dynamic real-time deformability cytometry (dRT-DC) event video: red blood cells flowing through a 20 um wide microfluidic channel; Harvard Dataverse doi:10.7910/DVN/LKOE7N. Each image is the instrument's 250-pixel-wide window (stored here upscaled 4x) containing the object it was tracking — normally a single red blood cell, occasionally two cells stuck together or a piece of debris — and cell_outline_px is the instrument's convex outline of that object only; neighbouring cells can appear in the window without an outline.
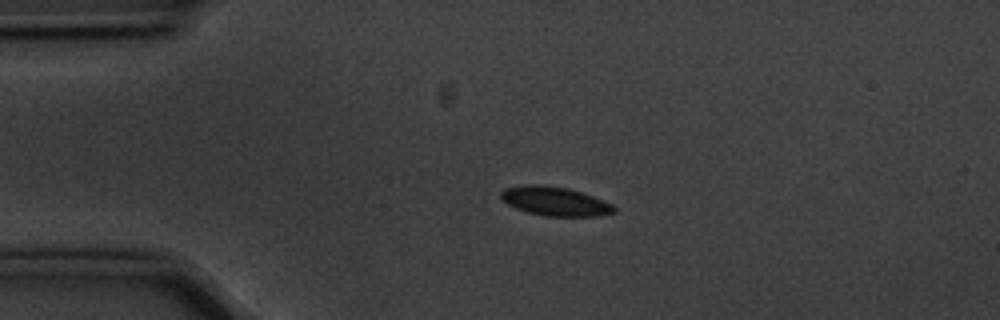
{"species": "common noctule bat (a hibernating species)", "species_latin": "Nyctalus noctula", "temperature_condition": "cold", "stored_images_in_passage": 47, "camera_frame_rate_fps": 3000, "um_per_image_px": 0.085, "animal": {"sex": "male", "body_mass_g": 20.1, "forearm_length_mm": 53.5}, "frame": {"image": 1, "passage_image": 3, "time_ms": 0.667, "image_size_px": [1000, 320], "cell_outline_px": [[616, 212], [596, 216], [544, 216], [528, 212], [516, 208], [508, 204], [500, 196], [500, 192], [504, 188], [532, 184], [568, 188], [592, 196], [612, 204], [616, 208]], "centroid_in_image_um": [47.17, 17.11], "position_along_channel_um": 37.8, "area_um2": 18.84}}
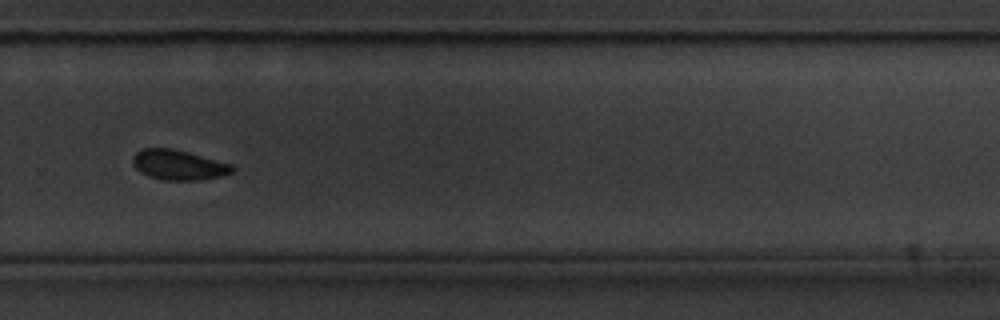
{"frame": {"image": 2, "passage_image": 29, "time_ms": 9.333, "image_size_px": [1000, 320], "cell_outline_px": [[236, 168], [232, 172], [220, 176], [200, 180], [164, 180], [148, 176], [140, 172], [132, 164], [132, 156], [136, 152], [144, 148], [172, 148], [188, 152], [232, 164]], "centroid_in_image_um": [15.16, 14.01], "position_along_channel_um": 314.6, "area_um2": 17.46}}
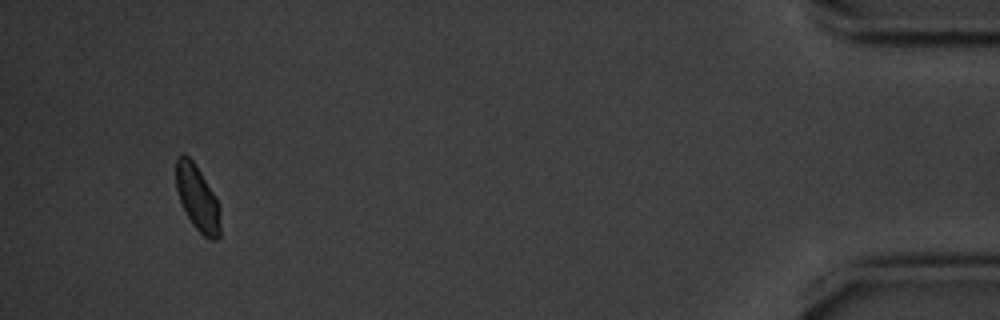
{"frame": {"image": 3, "passage_image": 44, "time_ms": 14.333, "image_size_px": [1000, 320], "cell_outline_px": [[220, 236], [216, 240], [208, 240], [192, 224], [180, 200], [176, 188], [176, 156], [180, 152], [184, 152], [192, 160], [200, 172], [212, 192], [216, 200], [220, 224]], "centroid_in_image_um": [16.75, 16.82], "position_along_channel_um": 418.5, "area_um2": 16.53}}